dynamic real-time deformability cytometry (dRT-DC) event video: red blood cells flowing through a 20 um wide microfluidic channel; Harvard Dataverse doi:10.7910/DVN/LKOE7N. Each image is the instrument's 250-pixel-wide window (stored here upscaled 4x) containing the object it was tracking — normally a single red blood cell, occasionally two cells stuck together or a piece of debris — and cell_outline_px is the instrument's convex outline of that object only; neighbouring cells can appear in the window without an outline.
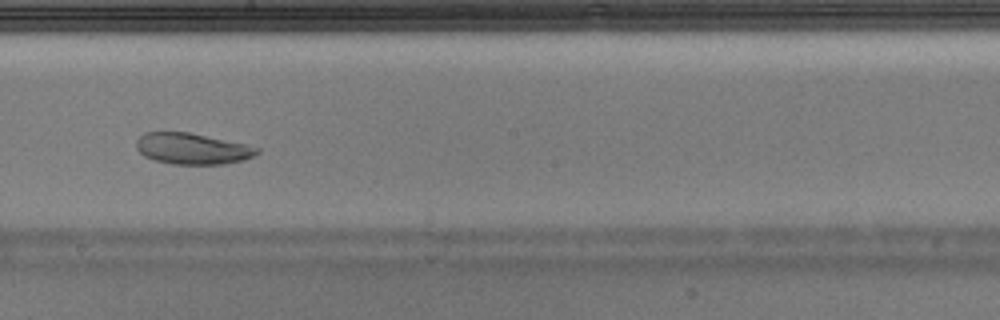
{"species": "Egyptian fruit bat (a non-hibernating species)", "species_latin": "Rousettus aegyptiacus", "temperature_condition": "warm", "stored_images_in_passage": 27, "camera_frame_rate_fps": 3000, "um_per_image_px": 0.085, "animal": {"sex": "male"}, "frame": {"image": 1, "passage_image": 16, "time_ms": 5.0, "image_size_px": [1000, 320], "cell_outline_px": [[260, 152], [244, 160], [224, 164], [172, 164], [156, 160], [144, 156], [136, 148], [136, 140], [144, 132], [188, 132], [244, 144], [260, 148]], "centroid_in_image_um": [16.33, 12.64], "position_along_channel_um": 231.9, "area_um2": 21.73}}